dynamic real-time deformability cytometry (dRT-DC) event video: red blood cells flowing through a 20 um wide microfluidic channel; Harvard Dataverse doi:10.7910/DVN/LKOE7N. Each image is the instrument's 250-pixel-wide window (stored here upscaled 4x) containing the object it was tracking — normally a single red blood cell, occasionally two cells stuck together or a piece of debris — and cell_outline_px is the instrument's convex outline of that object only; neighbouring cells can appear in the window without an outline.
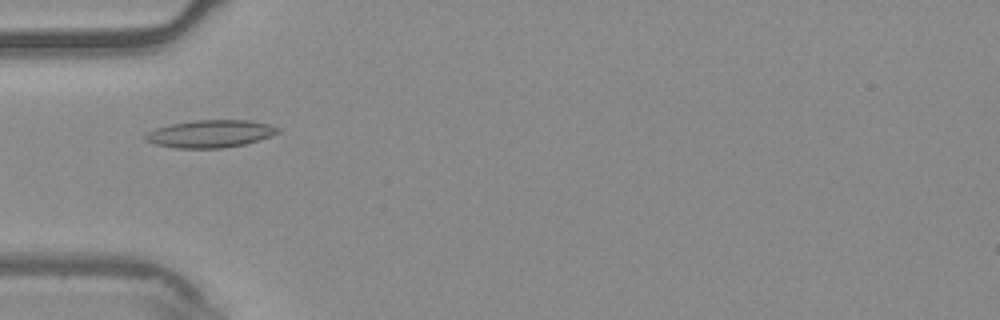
{"species": "common noctule bat (a hibernating species)", "species_latin": "Nyctalus noctula", "temperature_condition": "warm", "stored_images_in_passage": 55, "camera_frame_rate_fps": 3000, "um_per_image_px": 0.085, "animal": {"sex": "male", "body_mass_g": 20.4}, "frame": {"image": 1, "passage_image": 18, "time_ms": 5.667, "image_size_px": [1000, 320], "cell_outline_px": [[280, 132], [272, 136], [260, 140], [244, 144], [224, 148], [176, 148], [156, 144], [144, 140], [144, 136], [148, 132], [156, 128], [172, 124], [196, 120], [248, 120], [268, 124], [280, 128]], "centroid_in_image_um": [17.91, 11.37], "position_along_channel_um": 67.1, "area_um2": 21.21}}
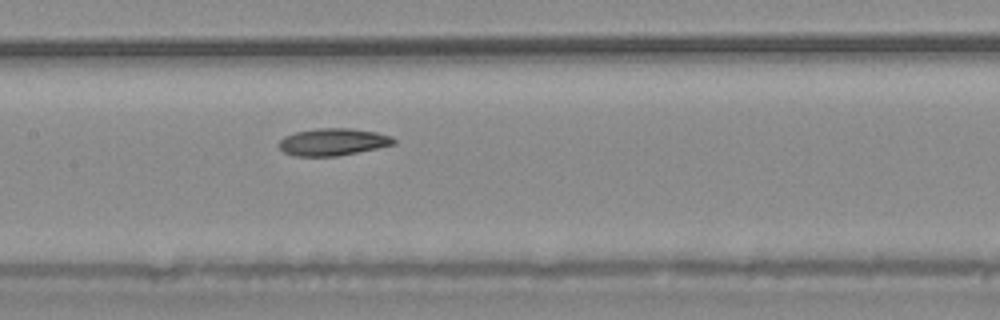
{"frame": {"image": 2, "passage_image": 27, "time_ms": 8.667, "image_size_px": [1000, 320], "cell_outline_px": [[396, 144], [336, 156], [292, 156], [284, 152], [280, 148], [280, 140], [284, 136], [296, 132], [316, 128], [352, 128], [376, 132], [392, 136], [396, 140]], "centroid_in_image_um": [28.31, 12.06], "position_along_channel_um": 179.1, "area_um2": 18.15}}
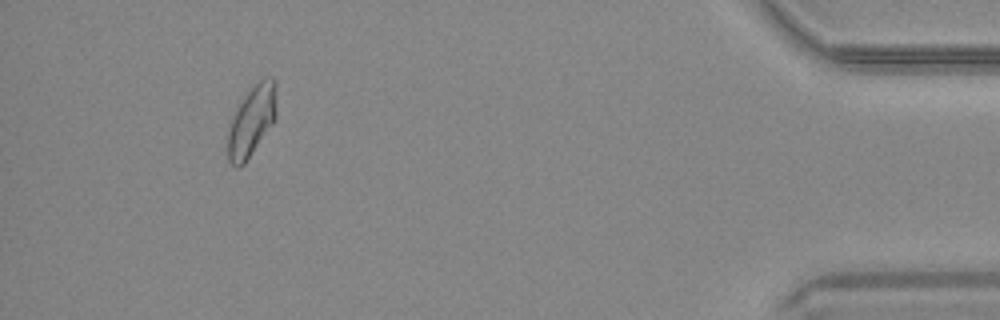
{"frame": {"image": 3, "passage_image": 51, "time_ms": 16.667, "image_size_px": [1000, 320], "cell_outline_px": [[276, 116], [272, 124], [244, 164], [240, 168], [236, 168], [228, 160], [228, 124], [236, 108], [244, 96], [260, 80], [272, 76], [276, 80]], "centroid_in_image_um": [21.38, 10.28], "position_along_channel_um": 413.8, "area_um2": 19.94}, "authors_computed_cell_mechanics": {"area_um2": 19.2474, "velocity_mm_per_s": 3.7223, "shape_relaxation_time_tau1_ms": null, "shape_relaxation_time_tau2_ms": 4.7468, "deformation_change_tau1": null, "deformation_change_tau2": 0.0887}}